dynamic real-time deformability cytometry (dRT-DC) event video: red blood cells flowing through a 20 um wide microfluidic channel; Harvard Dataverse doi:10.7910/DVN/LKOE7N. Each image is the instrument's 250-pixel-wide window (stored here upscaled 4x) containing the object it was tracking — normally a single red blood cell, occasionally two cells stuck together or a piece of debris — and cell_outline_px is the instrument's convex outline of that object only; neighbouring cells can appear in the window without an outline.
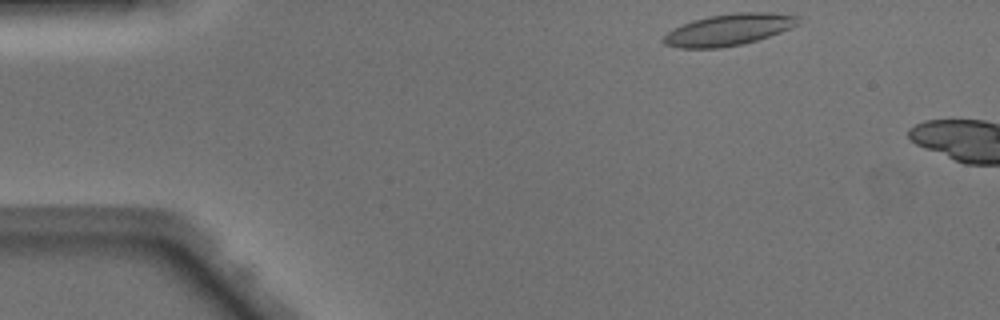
{"species": "Egyptian fruit bat (a non-hibernating species)", "species_latin": "Rousettus aegyptiacus", "temperature_condition": "warm", "stored_images_in_passage": 4, "camera_frame_rate_fps": 3000, "um_per_image_px": 0.085, "animal": {"sex": "male"}, "frame": {"image": 1, "passage_image": 1, "time_ms": 0.0, "image_size_px": [1000, 320], "cell_outline_px": [[800, 24], [780, 32], [744, 44], [720, 48], [676, 48], [664, 44], [660, 40], [668, 32], [692, 20], [708, 16], [736, 12], [772, 12], [796, 16]], "centroid_in_image_um": [61.91, 2.53], "position_along_channel_um": 23.1, "area_um2": 24.74}}